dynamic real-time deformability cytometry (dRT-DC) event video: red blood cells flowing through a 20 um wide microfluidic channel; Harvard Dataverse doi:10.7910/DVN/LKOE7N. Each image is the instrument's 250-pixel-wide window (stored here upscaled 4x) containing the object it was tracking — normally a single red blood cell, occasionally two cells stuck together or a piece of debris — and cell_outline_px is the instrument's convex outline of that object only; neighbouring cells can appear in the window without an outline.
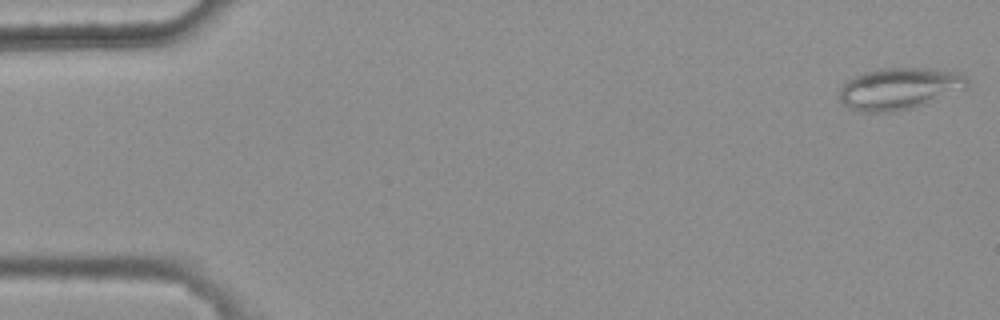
{"species": "common noctule bat (a hibernating species)", "species_latin": "Nyctalus noctula", "temperature_condition": "warm", "stored_images_in_passage": 6, "camera_frame_rate_fps": 3000, "um_per_image_px": 0.085, "animal": {"sex": "female", "body_mass_g": 25.1}, "frame": {"image": 1, "passage_image": 1, "time_ms": 0.0, "image_size_px": [1000, 320], "cell_outline_px": [[968, 88], [912, 108], [896, 112], [860, 112], [848, 108], [840, 100], [840, 88], [848, 80], [864, 72], [880, 68], [928, 68], [956, 72], [964, 76], [968, 80]], "centroid_in_image_um": [76.43, 7.54], "position_along_channel_um": 8.6, "area_um2": 31.04}}